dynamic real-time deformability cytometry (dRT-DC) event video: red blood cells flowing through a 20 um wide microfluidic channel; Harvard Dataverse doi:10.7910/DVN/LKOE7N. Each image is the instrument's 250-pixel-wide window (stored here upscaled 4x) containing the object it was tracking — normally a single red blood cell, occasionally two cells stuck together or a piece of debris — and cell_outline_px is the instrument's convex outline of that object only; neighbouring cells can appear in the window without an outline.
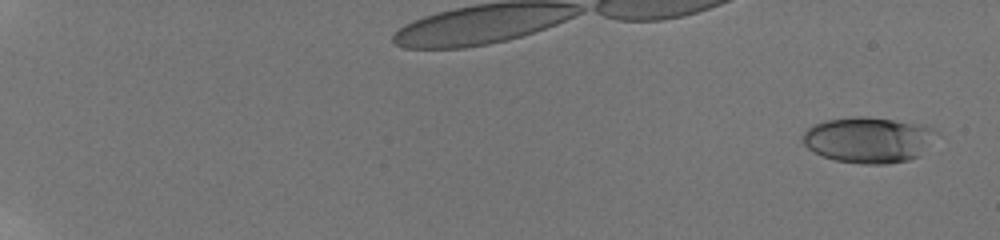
{"species": "human", "species_latin": "Homo sapiens", "temperature_condition": "room temperature", "stored_images_in_passage": 43, "camera_frame_rate_fps": 3000, "um_per_image_px": 0.085, "donor": {"sex": "male"}, "frame": {"image": 1, "passage_image": 3, "time_ms": 0.667, "image_size_px": [1000, 240], "cell_outline_px": [[936, 132], [920, 156], [908, 160], [884, 164], [860, 164], [836, 160], [824, 156], [808, 148], [804, 144], [804, 132], [812, 124], [824, 120], [856, 116], [868, 116], [924, 124], [932, 128]], "centroid_in_image_um": [73.8, 11.87], "position_along_channel_um": 11.2, "area_um2": 35.55}}
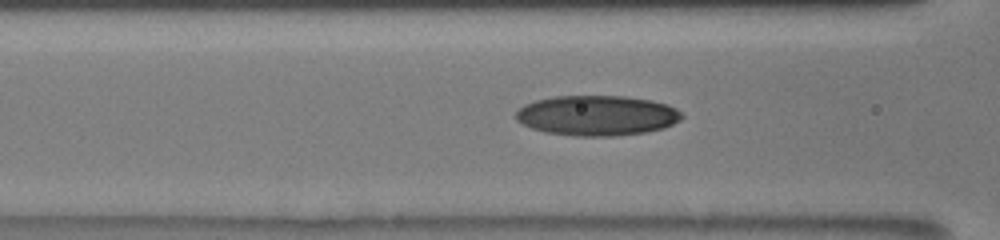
{"frame": {"image": 2, "passage_image": 29, "time_ms": 9.333, "image_size_px": [1000, 240], "cell_outline_px": [[684, 116], [680, 120], [664, 128], [644, 132], [616, 136], [572, 136], [544, 132], [532, 128], [516, 120], [516, 112], [524, 104], [536, 100], [556, 96], [624, 96], [652, 100], [668, 104], [676, 108]], "centroid_in_image_um": [50.75, 9.82], "position_along_channel_um": 115.8, "area_um2": 38.96}}
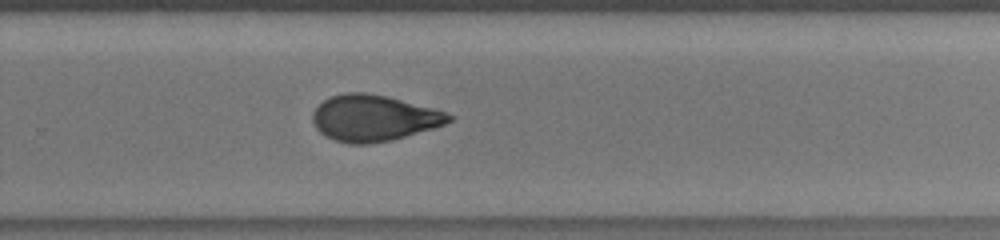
{"frame": {"image": 3, "passage_image": 43, "time_ms": 14.0, "image_size_px": [1000, 240], "cell_outline_px": [[456, 116], [452, 120], [444, 124], [432, 128], [392, 140], [368, 144], [348, 144], [336, 140], [320, 132], [316, 128], [312, 120], [312, 112], [324, 100], [332, 96], [344, 92], [364, 92], [388, 96], [432, 108]], "centroid_in_image_um": [31.75, 10.03], "position_along_channel_um": 298.0, "area_um2": 36.47}}